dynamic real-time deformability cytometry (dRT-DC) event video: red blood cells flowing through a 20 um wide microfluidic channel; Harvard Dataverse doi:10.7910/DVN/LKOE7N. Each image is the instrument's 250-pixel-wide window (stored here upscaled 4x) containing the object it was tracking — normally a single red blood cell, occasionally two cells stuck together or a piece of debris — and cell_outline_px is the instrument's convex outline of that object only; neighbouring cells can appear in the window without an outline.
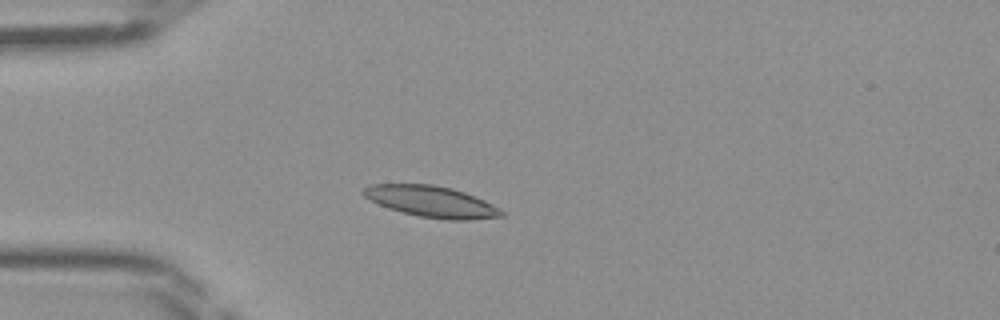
{"species": "Egyptian fruit bat (a non-hibernating species)", "species_latin": "Rousettus aegyptiacus", "temperature_condition": "room temperature", "stored_images_in_passage": 35, "camera_frame_rate_fps": 3000, "um_per_image_px": 0.085, "frame": {"image": 1, "passage_image": 1, "time_ms": 0.0, "image_size_px": [1000, 320], "cell_outline_px": [[504, 216], [472, 220], [444, 220], [420, 216], [400, 212], [388, 208], [364, 196], [360, 192], [368, 184], [432, 184], [452, 188], [476, 196], [500, 208], [504, 212]], "centroid_in_image_um": [36.69, 17.14], "position_along_channel_um": 48.3, "area_um2": 25.26}}
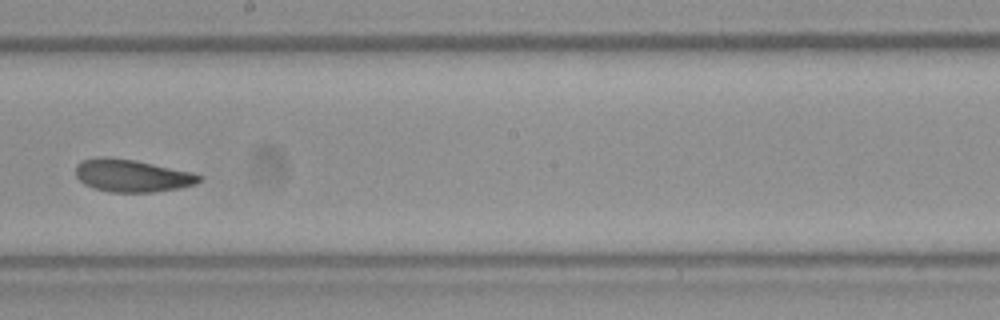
{"frame": {"image": 2, "passage_image": 15, "time_ms": 4.667, "image_size_px": [1000, 320], "cell_outline_px": [[204, 176], [196, 184], [180, 188], [152, 192], [112, 192], [92, 188], [84, 184], [76, 176], [76, 164], [80, 160], [96, 156], [112, 156], [136, 160], [192, 172]], "centroid_in_image_um": [11.19, 14.91], "position_along_channel_um": 237.0, "area_um2": 23.81}}
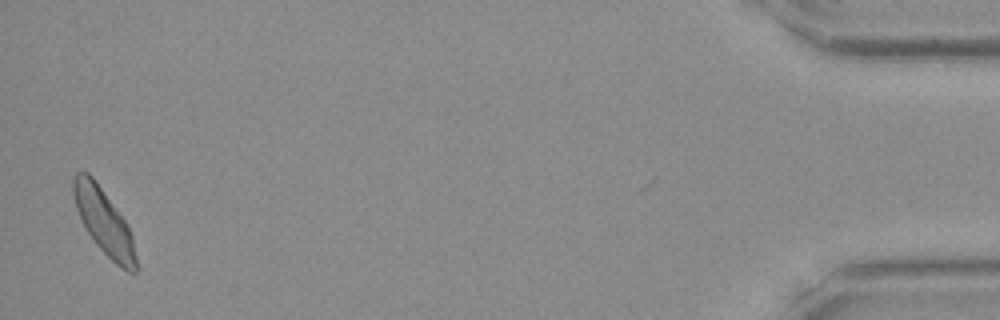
{"frame": {"image": 3, "passage_image": 34, "time_ms": 11.0, "image_size_px": [1000, 320], "cell_outline_px": [[140, 268], [136, 272], [128, 272], [120, 268], [96, 244], [88, 232], [76, 208], [72, 192], [72, 176], [76, 172], [88, 172], [92, 176], [124, 220], [132, 236]], "centroid_in_image_um": [8.85, 18.88], "position_along_channel_um": 426.3, "area_um2": 23.64}}